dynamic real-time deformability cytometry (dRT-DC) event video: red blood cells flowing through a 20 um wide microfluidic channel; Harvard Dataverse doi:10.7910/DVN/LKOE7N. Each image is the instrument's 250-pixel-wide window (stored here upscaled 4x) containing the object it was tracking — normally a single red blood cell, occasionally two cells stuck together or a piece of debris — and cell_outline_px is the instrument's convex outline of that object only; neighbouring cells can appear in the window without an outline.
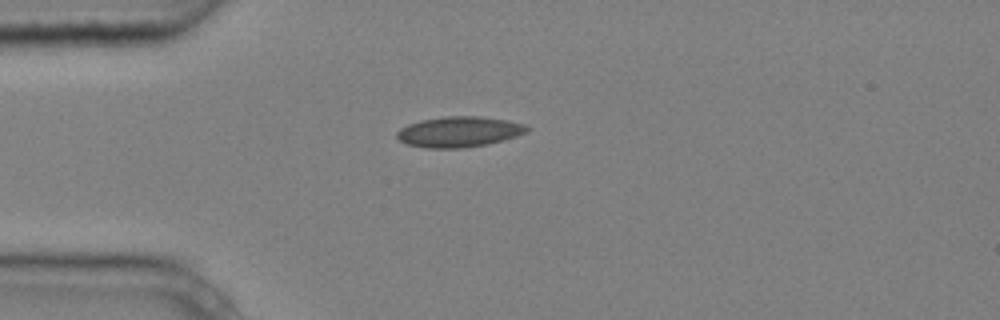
{"species": "common noctule bat (a hibernating species)", "species_latin": "Nyctalus noctula", "temperature_condition": "cold", "stored_images_in_passage": 1, "camera_frame_rate_fps": 3000, "um_per_image_px": 0.085, "animal": {"sex": "male", "body_mass_g": 20.4}, "frame": {"image": 1, "passage_image": 1, "time_ms": 0.0, "image_size_px": [1000, 320], "cell_outline_px": [[532, 128], [528, 132], [516, 136], [488, 144], [464, 148], [424, 148], [408, 144], [400, 140], [396, 136], [396, 132], [400, 128], [408, 124], [420, 120], [444, 116], [480, 116], [508, 120], [524, 124]], "centroid_in_image_um": [39.03, 11.2], "position_along_channel_um": 46.0, "area_um2": 23.35}}